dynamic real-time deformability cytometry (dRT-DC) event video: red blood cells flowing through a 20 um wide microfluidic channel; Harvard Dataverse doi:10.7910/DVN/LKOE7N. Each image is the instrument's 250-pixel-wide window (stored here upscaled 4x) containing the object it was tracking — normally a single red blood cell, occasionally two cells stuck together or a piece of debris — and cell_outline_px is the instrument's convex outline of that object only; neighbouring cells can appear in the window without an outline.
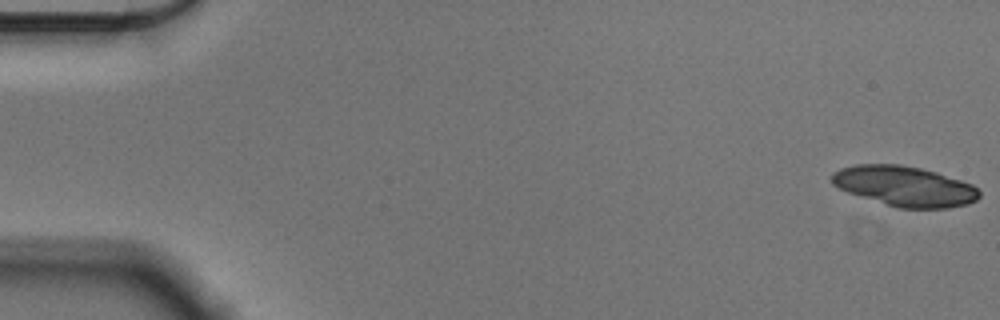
{"species": "Egyptian fruit bat (a non-hibernating species)", "species_latin": "Rousettus aegyptiacus", "temperature_condition": "cold", "stored_images_in_passage": 57, "segment_of_instrument_passage": [1, 2], "camera_frame_rate_fps": 3000, "um_per_image_px": 0.085, "animal": {"sex": "male"}, "frame": {"image": 1, "passage_image": 1, "time_ms": 0.0, "image_size_px": [1000, 320], "cell_outline_px": [[980, 196], [976, 200], [968, 204], [948, 208], [896, 208], [848, 192], [832, 184], [832, 172], [840, 168], [856, 164], [900, 164], [920, 168], [936, 172], [972, 184], [980, 192]], "centroid_in_image_um": [76.89, 15.83], "position_along_channel_um": 8.1, "area_um2": 34.45}}